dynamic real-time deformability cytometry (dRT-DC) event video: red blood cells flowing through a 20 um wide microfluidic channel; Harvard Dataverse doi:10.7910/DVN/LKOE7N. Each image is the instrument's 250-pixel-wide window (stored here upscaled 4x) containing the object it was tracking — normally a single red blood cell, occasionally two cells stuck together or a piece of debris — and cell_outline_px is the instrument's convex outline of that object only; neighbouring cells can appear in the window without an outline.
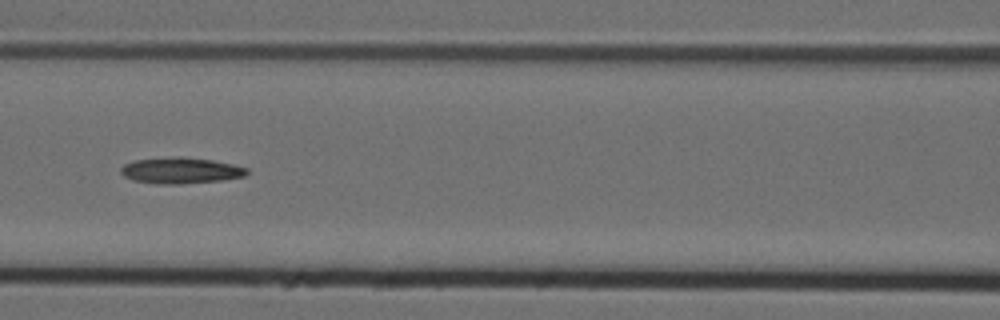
{"species": "Egyptian fruit bat (a non-hibernating species)", "species_latin": "Rousettus aegyptiacus", "temperature_condition": "cold", "stored_images_in_passage": 9, "segment_of_instrument_passage": [1, 2], "camera_frame_rate_fps": 3000, "um_per_image_px": 0.085, "animal": {"sex": "female"}, "frame": {"image": 1, "passage_image": 8, "time_ms": 2.333, "image_size_px": [1000, 320], "cell_outline_px": [[248, 172], [244, 176], [220, 180], [180, 184], [156, 184], [132, 180], [124, 176], [120, 172], [120, 168], [124, 164], [136, 160], [180, 156], [212, 160], [232, 164], [248, 168]], "centroid_in_image_um": [15.33, 14.49], "position_along_channel_um": 151.3, "area_um2": 19.07}}